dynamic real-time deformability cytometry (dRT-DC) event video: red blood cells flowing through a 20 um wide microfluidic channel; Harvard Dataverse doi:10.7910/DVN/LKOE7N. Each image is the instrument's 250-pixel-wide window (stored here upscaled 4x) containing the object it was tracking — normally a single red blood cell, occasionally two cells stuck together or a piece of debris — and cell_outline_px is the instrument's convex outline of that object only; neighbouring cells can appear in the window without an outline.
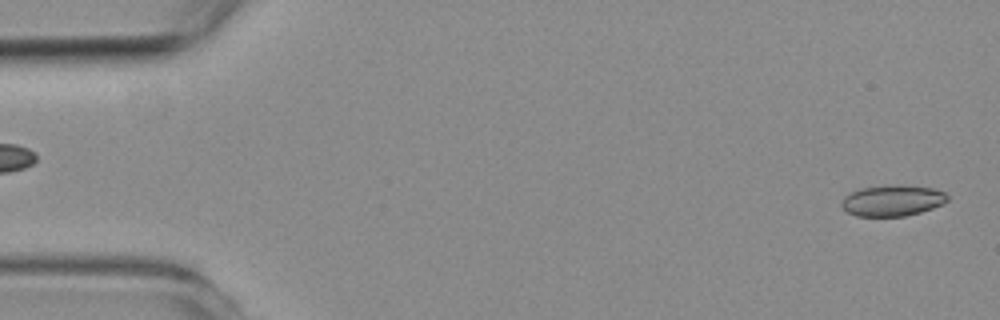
{"species": "common noctule bat (a hibernating species)", "species_latin": "Nyctalus noctula", "temperature_condition": "room temperature", "stored_images_in_passage": 5, "segment_of_instrument_passage": [2, 2], "camera_frame_rate_fps": 3000, "um_per_image_px": 0.085, "animal": {"sex": "female", "body_mass_g": 19.3, "forearm_length_mm": 54.1}, "frame": {"image": 1, "passage_image": 5, "time_ms": 5.333, "image_size_px": [1000, 320], "cell_outline_px": [[948, 200], [932, 208], [920, 212], [904, 216], [856, 216], [848, 212], [840, 204], [844, 196], [852, 192], [864, 188], [884, 184], [904, 184], [932, 188], [944, 192], [948, 196]], "centroid_in_image_um": [75.85, 17.03], "position_along_channel_um": 9.1, "area_um2": 19.19}}